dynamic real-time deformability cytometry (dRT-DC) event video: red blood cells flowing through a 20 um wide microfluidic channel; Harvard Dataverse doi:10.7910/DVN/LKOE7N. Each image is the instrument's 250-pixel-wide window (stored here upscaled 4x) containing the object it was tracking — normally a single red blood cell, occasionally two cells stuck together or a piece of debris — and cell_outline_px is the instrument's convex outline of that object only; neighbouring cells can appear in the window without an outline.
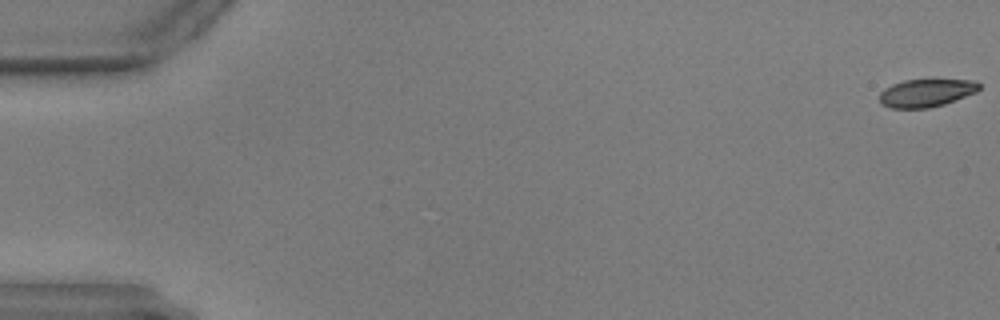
{"species": "common noctule bat (a hibernating species)", "species_latin": "Nyctalus noctula", "temperature_condition": "warm", "stored_images_in_passage": 59, "camera_frame_rate_fps": 3000, "um_per_image_px": 0.085, "animal": {"sex": "male", "body_mass_g": 17.9, "forearm_length_mm": 54.2}, "frame": {"image": 1, "passage_image": 1, "time_ms": 0.0, "image_size_px": [1000, 320], "cell_outline_px": [[980, 88], [976, 92], [944, 104], [928, 108], [892, 108], [880, 104], [880, 92], [884, 88], [892, 84], [904, 80], [976, 80], [980, 84]], "centroid_in_image_um": [78.71, 7.9], "position_along_channel_um": 6.3, "area_um2": 16.13}}
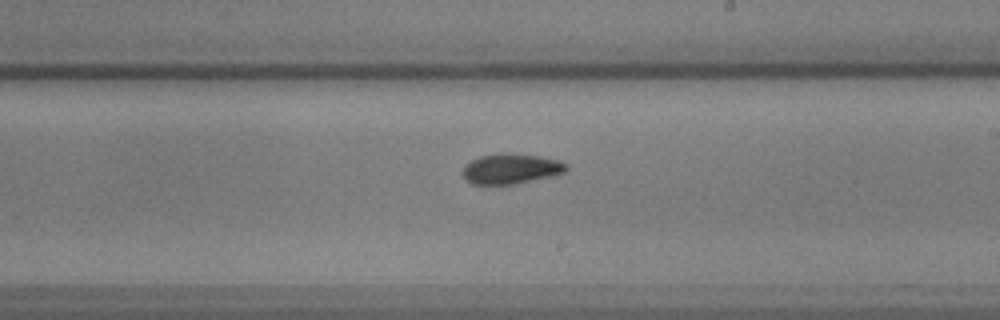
{"frame": {"image": 2, "passage_image": 35, "time_ms": 11.333, "image_size_px": [1000, 320], "cell_outline_px": [[568, 168], [564, 172], [556, 176], [516, 184], [472, 184], [464, 180], [460, 172], [472, 160], [480, 156], [540, 156], [560, 160], [568, 164]], "centroid_in_image_um": [43.47, 14.41], "position_along_channel_um": 245.5, "area_um2": 17.74}}
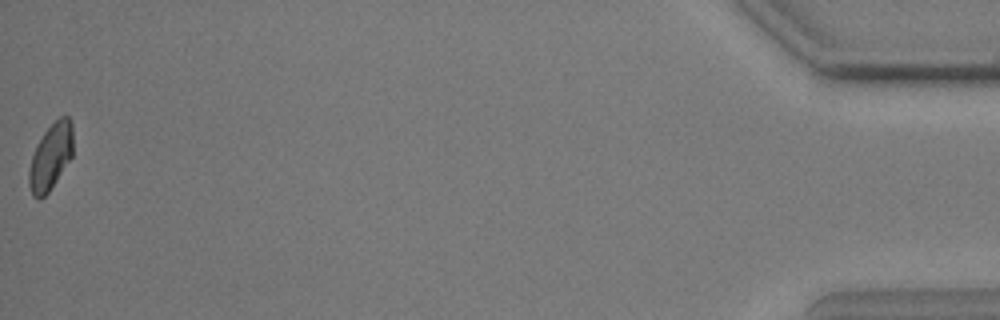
{"frame": {"image": 3, "passage_image": 59, "time_ms": 19.333, "image_size_px": [1000, 320], "cell_outline_px": [[72, 156], [48, 192], [40, 200], [32, 196], [28, 184], [28, 172], [32, 156], [44, 132], [60, 116], [68, 116], [72, 124]], "centroid_in_image_um": [4.29, 13.35], "position_along_channel_um": 430.9, "area_um2": 16.7}}